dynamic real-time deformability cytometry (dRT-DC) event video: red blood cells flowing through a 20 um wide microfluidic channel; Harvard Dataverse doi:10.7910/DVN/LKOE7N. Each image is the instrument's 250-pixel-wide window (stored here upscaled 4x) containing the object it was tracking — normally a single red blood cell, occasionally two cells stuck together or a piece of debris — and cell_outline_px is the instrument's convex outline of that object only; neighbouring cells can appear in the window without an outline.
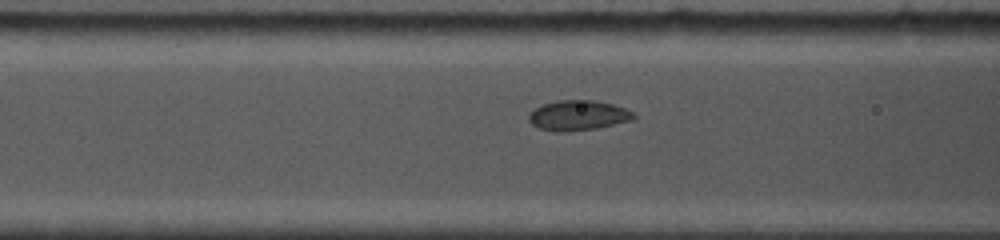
{"species": "common noctule bat (a hibernating species)", "species_latin": "Nyctalus noctula", "temperature_condition": "cold", "stored_images_in_passage": 10, "camera_frame_rate_fps": 5000, "um_per_image_px": 0.085, "animal": {"sex": "female", "body_mass_g": 19.0, "forearm_length_mm": 53.3}, "frame": {"image": 1, "passage_image": 9, "time_ms": 2.8, "image_size_px": [1000, 240], "cell_outline_px": [[636, 120], [596, 128], [560, 132], [540, 128], [532, 124], [528, 120], [528, 112], [544, 104], [556, 100], [592, 100], [612, 104], [636, 112]], "centroid_in_image_um": [49.17, 9.8], "position_along_channel_um": 117.4, "area_um2": 18.44}}